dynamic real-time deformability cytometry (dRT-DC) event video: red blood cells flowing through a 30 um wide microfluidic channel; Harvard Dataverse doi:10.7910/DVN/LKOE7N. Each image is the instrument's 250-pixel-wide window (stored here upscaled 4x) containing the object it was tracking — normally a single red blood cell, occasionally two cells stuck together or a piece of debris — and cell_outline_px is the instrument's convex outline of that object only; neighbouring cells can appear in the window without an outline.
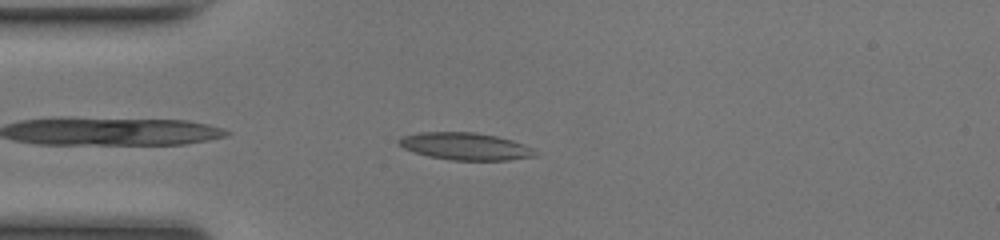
{"species": "common noctule bat (a hibernating species)", "species_latin": "Nyctalus noctula", "temperature_condition": "room temperature", "stored_images_in_passage": 36, "camera_frame_rate_fps": 3000, "um_per_image_px": 0.085, "animal": {"sex": "female", "body_mass_g": 17.0, "forearm_length_mm": 48.0}, "frame": {"image": 1, "passage_image": 3, "time_ms": 0.667, "image_size_px": [1000, 240], "cell_outline_px": [[536, 156], [508, 160], [452, 160], [428, 156], [412, 152], [396, 144], [396, 140], [404, 136], [420, 132], [476, 132], [496, 136], [512, 140], [524, 144], [532, 148], [536, 152]], "centroid_in_image_um": [39.52, 12.43], "position_along_channel_um": 45.5, "area_um2": 21.73}}
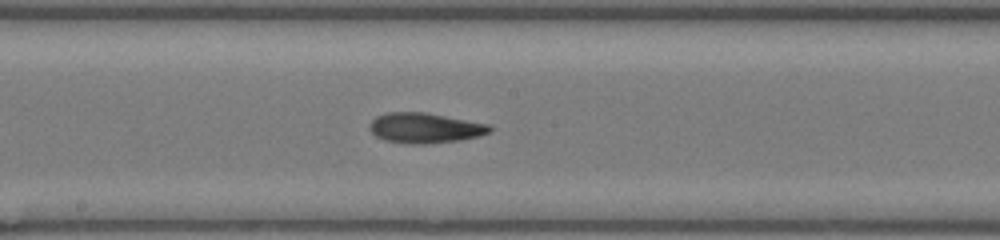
{"frame": {"image": 2, "passage_image": 16, "time_ms": 5.0, "image_size_px": [1000, 240], "cell_outline_px": [[492, 132], [480, 136], [460, 140], [428, 144], [408, 144], [384, 140], [376, 136], [368, 128], [368, 124], [376, 116], [384, 112], [424, 112], [488, 124], [492, 128]], "centroid_in_image_um": [36.09, 10.88], "position_along_channel_um": 212.1, "area_um2": 21.33}}
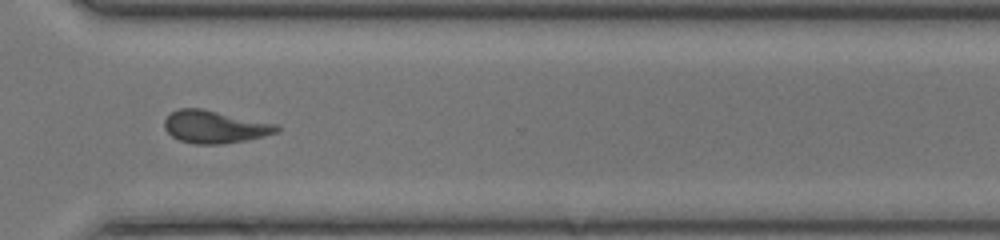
{"frame": {"image": 3, "passage_image": 26, "time_ms": 8.333, "image_size_px": [1000, 240], "cell_outline_px": [[280, 132], [248, 140], [220, 144], [196, 144], [180, 140], [172, 136], [164, 128], [164, 120], [172, 112], [180, 108], [200, 108], [276, 124], [280, 128]], "centroid_in_image_um": [18.26, 10.79], "position_along_channel_um": 352.3, "area_um2": 21.15}, "authors_computed_cell_mechanics": {"area_um2": 20.9236, "velocity_mm_per_s": 4.215, "shape_relaxation_time_tau1_ms": 5.7783, "shape_relaxation_time_tau2_ms": 4.7637, "deformation_change_tau1": 0.1833, "deformation_change_tau2": 0.1452}}